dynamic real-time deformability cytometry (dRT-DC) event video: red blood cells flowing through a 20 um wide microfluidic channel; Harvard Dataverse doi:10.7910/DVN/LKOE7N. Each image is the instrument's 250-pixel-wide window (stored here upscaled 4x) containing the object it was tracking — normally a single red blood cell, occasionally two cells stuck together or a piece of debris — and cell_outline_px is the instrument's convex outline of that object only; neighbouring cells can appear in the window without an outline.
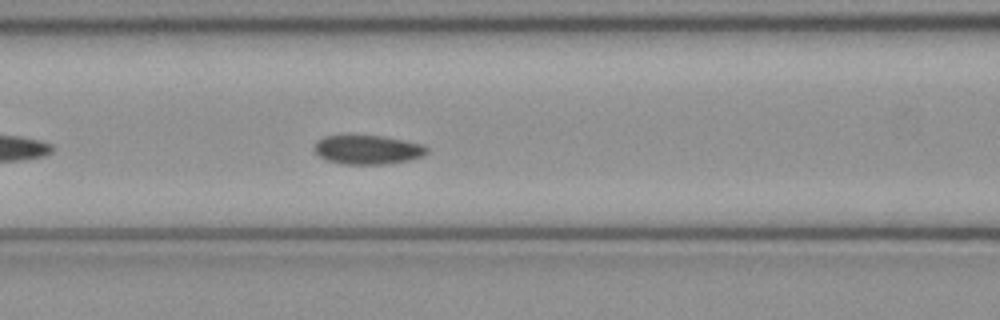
{"species": "common noctule bat (a hibernating species)", "species_latin": "Nyctalus noctula", "temperature_condition": "cold", "stored_images_in_passage": 39, "camera_frame_rate_fps": 3000, "um_per_image_px": 0.085, "animal": {"sex": "female", "body_mass_g": 21.9}, "frame": {"image": 1, "passage_image": 9, "time_ms": 2.667, "image_size_px": [1000, 320], "cell_outline_px": [[428, 152], [424, 156], [412, 160], [384, 164], [340, 164], [328, 160], [320, 156], [312, 148], [316, 140], [324, 136], [384, 136], [424, 144], [428, 148]], "centroid_in_image_um": [31.28, 12.73], "position_along_channel_um": 135.3, "area_um2": 19.25}}
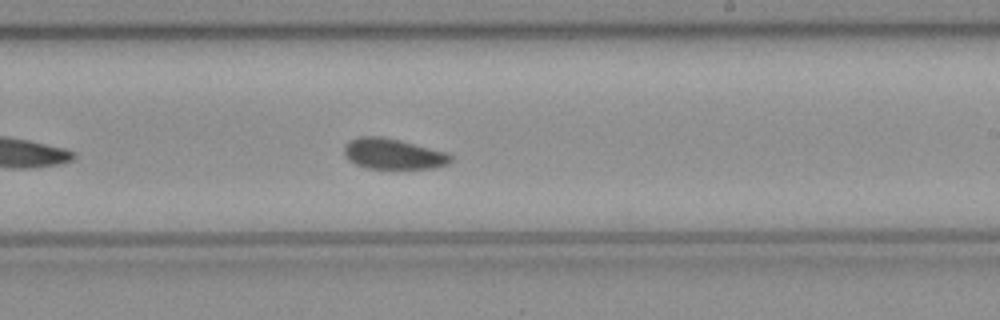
{"frame": {"image": 2, "passage_image": 18, "time_ms": 5.667, "image_size_px": [1000, 320], "cell_outline_px": [[452, 160], [448, 164], [436, 168], [364, 168], [348, 160], [344, 152], [344, 144], [360, 136], [384, 136], [448, 152], [452, 156]], "centroid_in_image_um": [33.44, 13.08], "position_along_channel_um": 255.6, "area_um2": 19.13}}
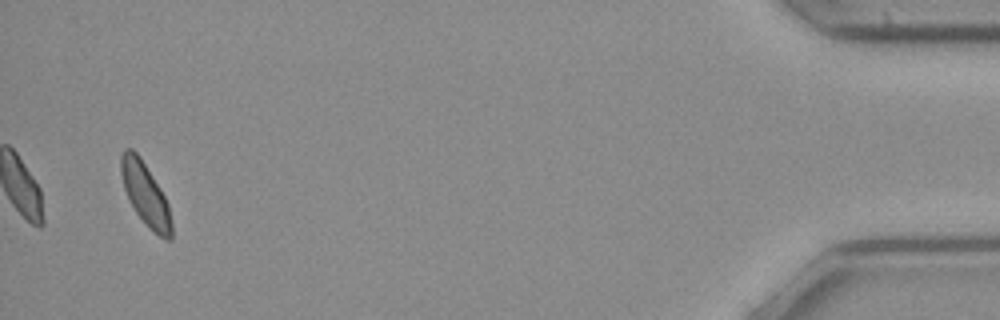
{"frame": {"image": 3, "passage_image": 37, "time_ms": 12.0, "image_size_px": [1000, 320], "cell_outline_px": [[172, 240], [164, 240], [152, 232], [148, 228], [136, 212], [128, 200], [124, 188], [120, 172], [120, 156], [124, 148], [132, 148], [140, 156], [160, 188], [168, 204], [172, 224]], "centroid_in_image_um": [12.35, 16.53], "position_along_channel_um": 422.8, "area_um2": 18.67}, "authors_computed_cell_mechanics": {"area_um2": 19.1318, "velocity_mm_per_s": 4.0177, "shape_relaxation_time_tau1_ms": null, "shape_relaxation_time_tau2_ms": 8.1452, "deformation_change_tau1": null, "deformation_change_tau2": 0.0921}}